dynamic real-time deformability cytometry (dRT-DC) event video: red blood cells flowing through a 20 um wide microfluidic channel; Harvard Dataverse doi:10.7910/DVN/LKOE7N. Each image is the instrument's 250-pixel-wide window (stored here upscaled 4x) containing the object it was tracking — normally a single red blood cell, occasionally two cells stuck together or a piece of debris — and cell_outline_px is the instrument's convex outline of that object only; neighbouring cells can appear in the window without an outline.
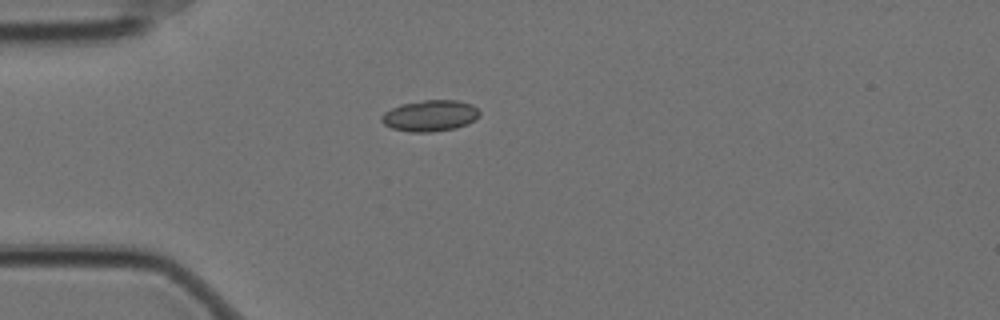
{"species": "Egyptian fruit bat (a non-hibernating species)", "species_latin": "Rousettus aegyptiacus", "temperature_condition": "cold", "stored_images_in_passage": 43, "camera_frame_rate_fps": 3000, "um_per_image_px": 0.085, "animal": {"sex": "female"}, "frame": {"image": 1, "passage_image": 1, "time_ms": 0.0, "image_size_px": [1000, 320], "cell_outline_px": [[480, 116], [468, 124], [456, 128], [432, 132], [408, 132], [392, 128], [384, 124], [380, 120], [380, 116], [384, 112], [400, 104], [424, 100], [456, 100], [472, 104], [480, 112]], "centroid_in_image_um": [36.55, 9.84], "position_along_channel_um": 48.5, "area_um2": 17.98}}
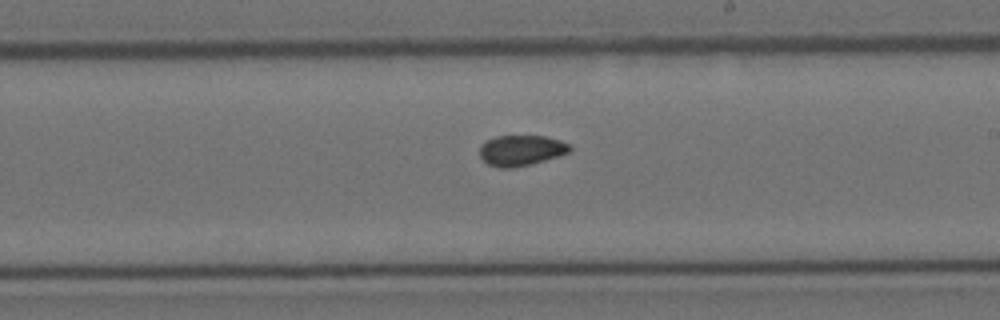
{"frame": {"image": 2, "passage_image": 19, "time_ms": 6.0, "image_size_px": [1000, 320], "cell_outline_px": [[572, 148], [568, 152], [560, 156], [532, 164], [512, 168], [496, 168], [488, 164], [480, 156], [480, 144], [496, 136], [544, 136], [560, 140], [568, 144]], "centroid_in_image_um": [44.29, 12.79], "position_along_channel_um": 244.7, "area_um2": 16.13}}
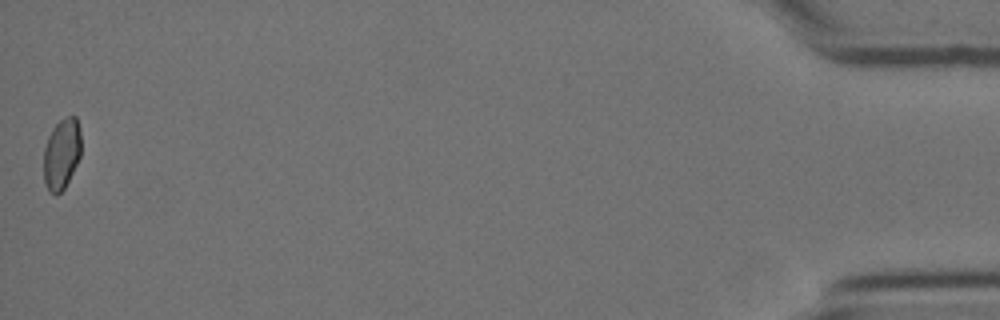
{"frame": {"image": 3, "passage_image": 43, "time_ms": 14.0, "image_size_px": [1000, 320], "cell_outline_px": [[80, 156], [64, 188], [56, 196], [48, 192], [44, 180], [44, 148], [48, 136], [52, 128], [60, 120], [68, 116], [76, 116], [80, 128]], "centroid_in_image_um": [5.22, 13.07], "position_along_channel_um": 430.0, "area_um2": 15.43}, "authors_computed_cell_mechanics": {"area_um2": 16.2418, "velocity_mm_per_s": 3.5053, "shape_relaxation_time_tau1_ms": null, "shape_relaxation_time_tau2_ms": 3.9302, "deformation_change_tau1": null, "deformation_change_tau2": 0.0562}}